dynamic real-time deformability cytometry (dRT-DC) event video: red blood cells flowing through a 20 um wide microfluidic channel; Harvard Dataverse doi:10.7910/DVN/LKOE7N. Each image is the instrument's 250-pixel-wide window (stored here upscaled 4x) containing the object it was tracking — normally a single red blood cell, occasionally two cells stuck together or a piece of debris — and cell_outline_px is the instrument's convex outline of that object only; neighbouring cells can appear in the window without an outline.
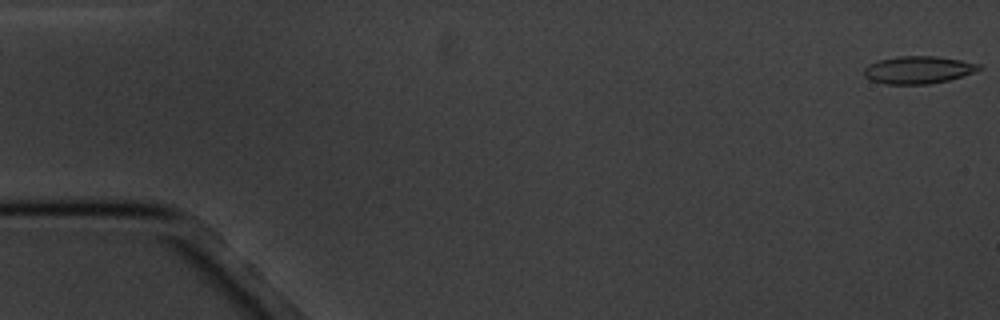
{"species": "common noctule bat (a hibernating species)", "species_latin": "Nyctalus noctula", "temperature_condition": "cold", "stored_images_in_passage": 4, "camera_frame_rate_fps": 3000, "um_per_image_px": 0.085, "animal": {"sex": "male", "body_mass_g": 20.1, "forearm_length_mm": 53.5}, "frame": {"image": 1, "passage_image": 1, "time_ms": 0.0, "image_size_px": [1000, 320], "cell_outline_px": [[984, 68], [976, 72], [948, 80], [928, 84], [884, 84], [868, 80], [864, 76], [864, 68], [868, 64], [880, 60], [896, 56], [936, 56], [960, 60], [980, 64]], "centroid_in_image_um": [78.04, 5.94], "position_along_channel_um": 7.0, "area_um2": 18.61}}